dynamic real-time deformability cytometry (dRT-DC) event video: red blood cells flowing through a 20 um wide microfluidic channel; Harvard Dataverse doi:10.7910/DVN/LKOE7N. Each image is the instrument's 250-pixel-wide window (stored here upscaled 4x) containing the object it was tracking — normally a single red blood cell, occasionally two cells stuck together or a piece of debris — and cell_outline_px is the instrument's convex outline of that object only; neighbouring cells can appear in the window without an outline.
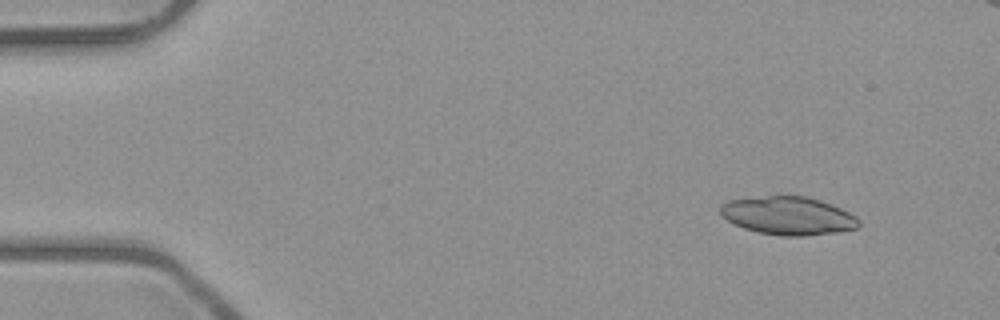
{"species": "common noctule bat (a hibernating species)", "species_latin": "Nyctalus noctula", "temperature_condition": "room temperature", "stored_images_in_passage": 4, "camera_frame_rate_fps": 3000, "um_per_image_px": 0.085, "animal": {"sex": "male", "body_mass_g": 23.1, "forearm_length_mm": 52.7}, "frame": {"image": 1, "passage_image": 2, "time_ms": 1.0, "image_size_px": [1000, 320], "cell_outline_px": [[860, 224], [856, 228], [840, 232], [804, 236], [780, 236], [760, 232], [744, 228], [732, 224], [720, 216], [720, 204], [728, 200], [768, 196], [808, 196], [832, 204], [856, 216], [860, 220]], "centroid_in_image_um": [66.98, 18.34], "position_along_channel_um": 18.0, "area_um2": 31.04}}